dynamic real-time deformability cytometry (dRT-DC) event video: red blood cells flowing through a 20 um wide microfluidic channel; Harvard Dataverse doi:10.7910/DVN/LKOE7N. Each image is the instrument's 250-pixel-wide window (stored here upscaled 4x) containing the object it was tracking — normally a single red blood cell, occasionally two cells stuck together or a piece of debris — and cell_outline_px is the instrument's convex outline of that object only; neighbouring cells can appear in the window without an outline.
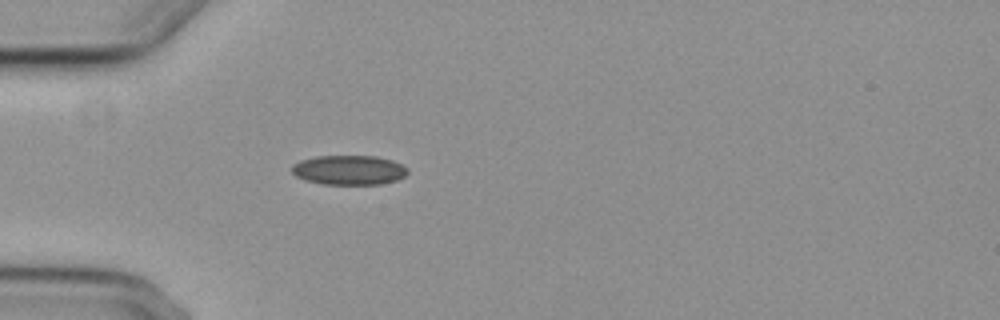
{"species": "common noctule bat (a hibernating species)", "species_latin": "Nyctalus noctula", "temperature_condition": "cold", "stored_images_in_passage": 5, "camera_frame_rate_fps": 3000, "um_per_image_px": 0.085, "animal": {"sex": "female", "body_mass_g": 29.2, "forearm_length_mm": 56.3}, "frame": {"image": 1, "passage_image": 5, "time_ms": 4.667, "image_size_px": [1000, 320], "cell_outline_px": [[408, 172], [404, 176], [396, 180], [380, 184], [324, 184], [304, 180], [296, 176], [292, 172], [292, 164], [300, 160], [316, 156], [376, 156], [392, 160], [408, 168]], "centroid_in_image_um": [29.64, 14.45], "position_along_channel_um": 55.4, "area_um2": 19.94}}